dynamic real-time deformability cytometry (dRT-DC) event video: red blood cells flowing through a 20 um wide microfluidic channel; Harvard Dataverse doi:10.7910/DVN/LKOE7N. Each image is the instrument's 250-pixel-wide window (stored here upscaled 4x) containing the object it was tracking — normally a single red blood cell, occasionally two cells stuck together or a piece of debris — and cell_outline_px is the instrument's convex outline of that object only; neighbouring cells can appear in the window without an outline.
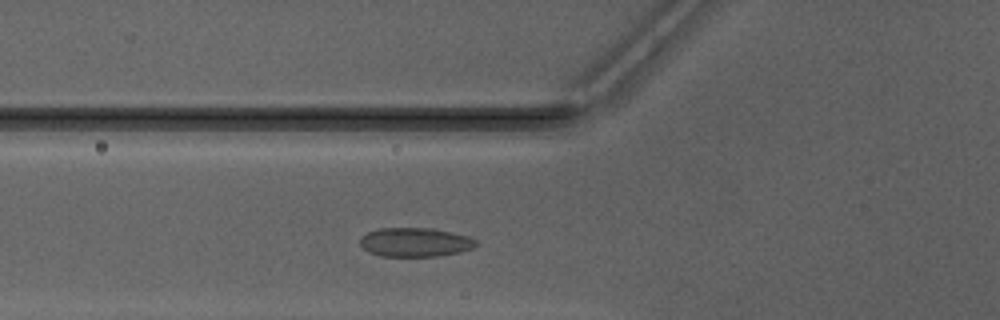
{"species": "Egyptian fruit bat (a non-hibernating species)", "species_latin": "Rousettus aegyptiacus", "temperature_condition": "warm", "stored_images_in_passage": 28, "camera_frame_rate_fps": 3000, "um_per_image_px": 0.085, "animal": {"sex": "male"}, "frame": {"image": 1, "passage_image": 5, "time_ms": 1.333, "image_size_px": [1000, 320], "cell_outline_px": [[476, 244], [472, 248], [460, 252], [440, 256], [380, 256], [368, 252], [360, 244], [360, 236], [376, 228], [432, 228], [452, 232], [468, 236], [476, 240]], "centroid_in_image_um": [35.26, 20.58], "position_along_channel_um": 90.5, "area_um2": 19.71}}
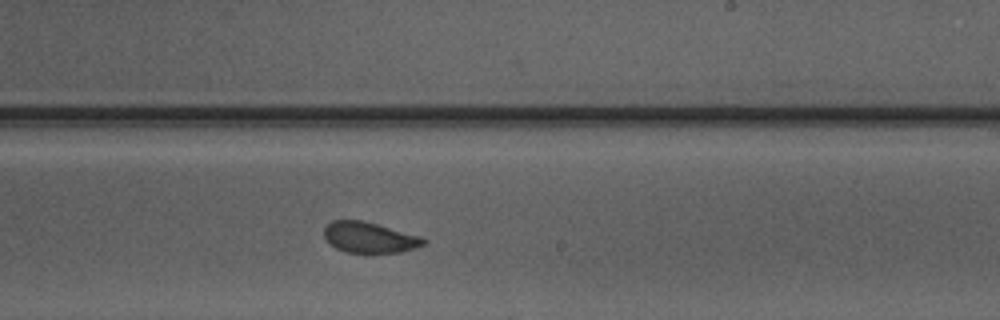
{"frame": {"image": 2, "passage_image": 17, "time_ms": 5.333, "image_size_px": [1000, 320], "cell_outline_px": [[428, 240], [424, 244], [400, 252], [344, 252], [336, 248], [324, 236], [324, 228], [332, 220], [360, 220], [424, 236]], "centroid_in_image_um": [31.43, 20.17], "position_along_channel_um": 257.6, "area_um2": 17.63}}
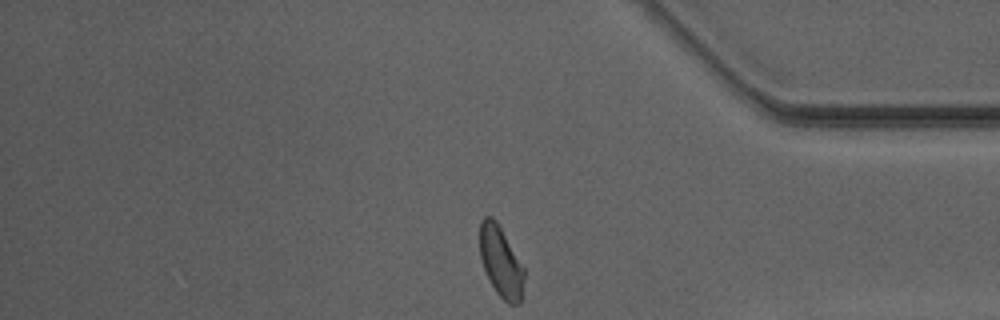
{"frame": {"image": 3, "passage_image": 28, "time_ms": 9.0, "image_size_px": [1000, 320], "cell_outline_px": [[524, 280], [520, 304], [508, 304], [496, 292], [484, 268], [480, 256], [480, 220], [484, 216], [492, 216], [496, 220], [524, 268]], "centroid_in_image_um": [42.57, 22.24], "position_along_channel_um": 392.6, "area_um2": 18.03}, "authors_computed_cell_mechanics": {"area_um2": 18.8717, "velocity_mm_per_s": 4.177, "shape_relaxation_time_tau1_ms": 3.8532, "shape_relaxation_time_tau2_ms": 1.0673, "deformation_change_tau1": 0.0875, "deformation_change_tau2": 0.0436}}